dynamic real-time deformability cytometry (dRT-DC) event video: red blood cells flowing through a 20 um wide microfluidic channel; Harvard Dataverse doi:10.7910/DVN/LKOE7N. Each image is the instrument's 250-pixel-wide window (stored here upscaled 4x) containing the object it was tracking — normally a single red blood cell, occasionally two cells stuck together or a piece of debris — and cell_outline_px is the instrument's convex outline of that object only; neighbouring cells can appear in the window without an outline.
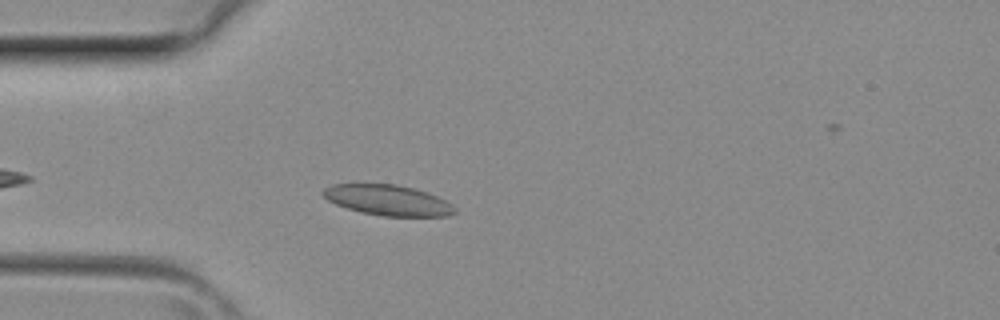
{"species": "common noctule bat (a hibernating species)", "species_latin": "Nyctalus noctula", "temperature_condition": "room temperature", "stored_images_in_passage": 31, "camera_frame_rate_fps": 3000, "um_per_image_px": 0.085, "animal": {"sex": "female", "body_mass_g": 29.2, "forearm_length_mm": 56.3}, "frame": {"image": 1, "passage_image": 4, "time_ms": 1.0, "image_size_px": [1000, 320], "cell_outline_px": [[456, 212], [448, 216], [384, 216], [360, 212], [336, 204], [328, 200], [320, 192], [324, 188], [332, 184], [396, 184], [428, 192], [452, 204], [456, 208]], "centroid_in_image_um": [32.97, 17.01], "position_along_channel_um": 52.0, "area_um2": 23.35}}
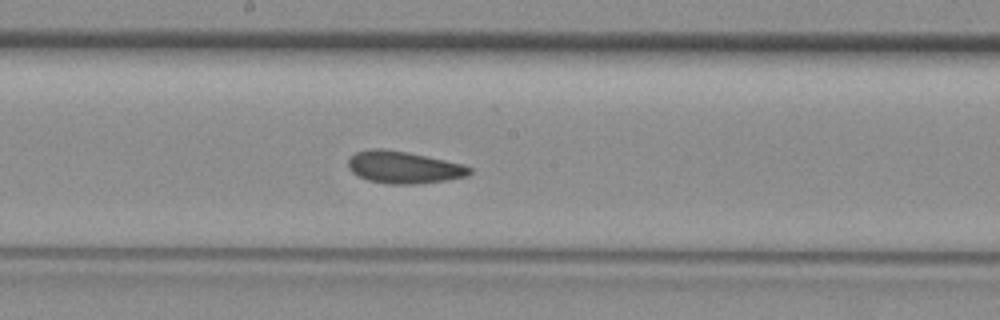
{"frame": {"image": 2, "passage_image": 14, "time_ms": 4.333, "image_size_px": [1000, 320], "cell_outline_px": [[472, 172], [468, 176], [448, 180], [412, 184], [388, 184], [368, 180], [352, 172], [348, 168], [348, 160], [356, 152], [372, 148], [380, 148], [408, 152], [464, 164], [472, 168]], "centroid_in_image_um": [34.34, 14.22], "position_along_channel_um": 213.9, "area_um2": 22.77}}
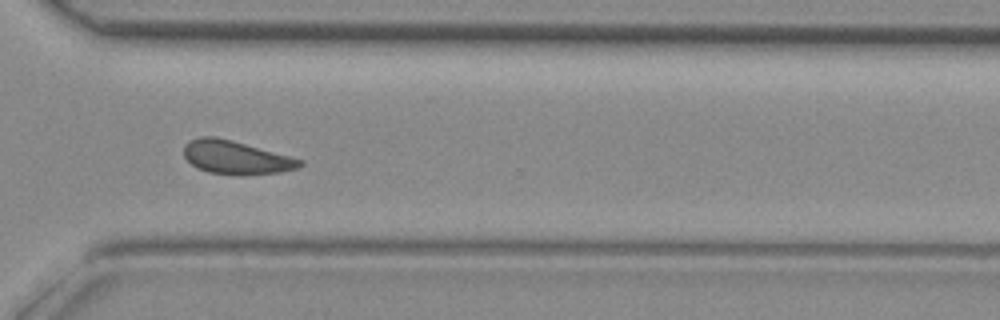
{"frame": {"image": 3, "passage_image": 22, "time_ms": 7.0, "image_size_px": [1000, 320], "cell_outline_px": [[304, 164], [296, 168], [280, 172], [244, 176], [236, 176], [208, 172], [196, 168], [184, 156], [184, 144], [188, 140], [200, 136], [216, 136], [232, 140], [292, 156], [304, 160]], "centroid_in_image_um": [20.06, 13.39], "position_along_channel_um": 350.5, "area_um2": 23.06}}